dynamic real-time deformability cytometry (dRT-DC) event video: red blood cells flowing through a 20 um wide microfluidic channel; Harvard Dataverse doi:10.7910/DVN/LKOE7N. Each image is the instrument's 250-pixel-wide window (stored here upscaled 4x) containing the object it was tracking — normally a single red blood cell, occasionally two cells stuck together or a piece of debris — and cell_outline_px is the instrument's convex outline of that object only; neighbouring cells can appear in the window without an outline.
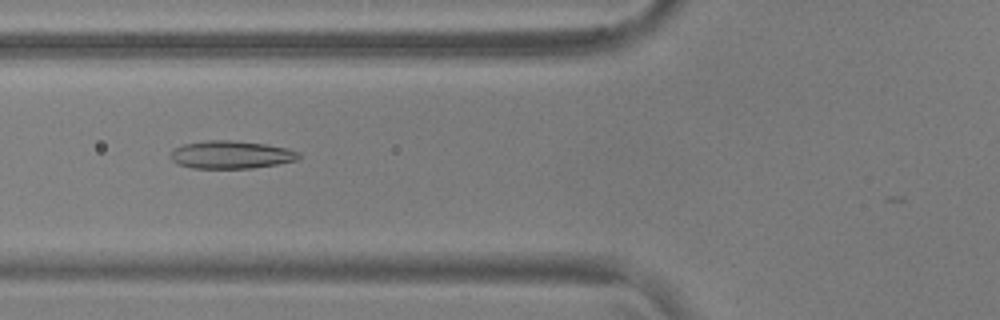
{"species": "common noctule bat (a hibernating species)", "species_latin": "Nyctalus noctula", "temperature_condition": "warm", "stored_images_in_passage": 41, "camera_frame_rate_fps": 3000, "um_per_image_px": 0.085, "animal": {"sex": "male", "body_mass_g": 17.9, "forearm_length_mm": 54.2}, "frame": {"image": 1, "passage_image": 8, "time_ms": 2.333, "image_size_px": [1000, 320], "cell_outline_px": [[300, 156], [296, 160], [276, 164], [252, 168], [192, 168], [176, 164], [172, 160], [172, 152], [176, 148], [184, 144], [208, 140], [228, 140], [264, 144], [288, 148], [300, 152]], "centroid_in_image_um": [19.65, 13.15], "position_along_channel_um": 106.1, "area_um2": 20.58}}
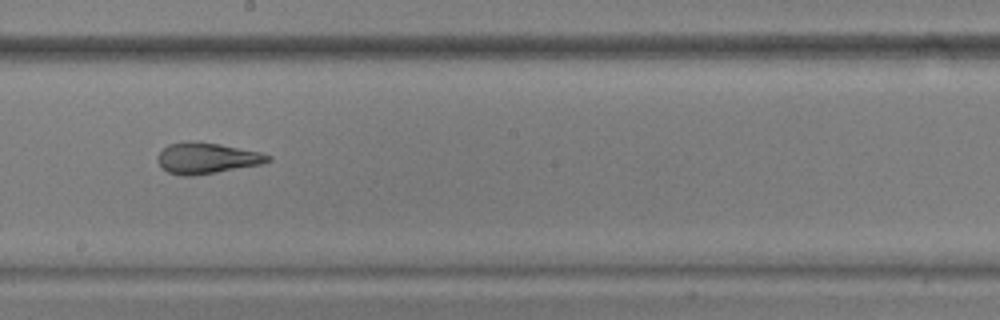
{"frame": {"image": 2, "passage_image": 18, "time_ms": 5.667, "image_size_px": [1000, 320], "cell_outline_px": [[272, 160], [260, 164], [216, 172], [192, 176], [180, 176], [168, 172], [160, 164], [156, 156], [168, 144], [220, 144], [260, 152], [272, 156]], "centroid_in_image_um": [17.61, 13.48], "position_along_channel_um": 230.6, "area_um2": 19.07}}
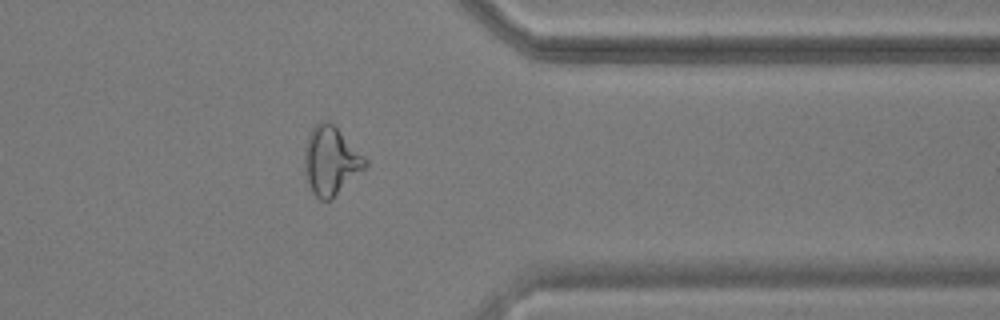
{"frame": {"image": 3, "passage_image": 31, "time_ms": 10.0, "image_size_px": [1000, 320], "cell_outline_px": [[368, 164], [332, 200], [320, 200], [312, 192], [308, 184], [304, 168], [304, 152], [308, 136], [312, 128], [320, 120], [328, 120], [368, 160]], "centroid_in_image_um": [28.09, 13.68], "position_along_channel_um": 383.3, "area_um2": 23.99}, "authors_computed_cell_mechanics": {"area_um2": 20.519, "velocity_mm_per_s": 3.7251, "shape_relaxation_time_tau1_ms": 10.7746, "shape_relaxation_time_tau2_ms": 2.1046, "deformation_change_tau1": 0.2492, "deformation_change_tau2": 0.0982}}